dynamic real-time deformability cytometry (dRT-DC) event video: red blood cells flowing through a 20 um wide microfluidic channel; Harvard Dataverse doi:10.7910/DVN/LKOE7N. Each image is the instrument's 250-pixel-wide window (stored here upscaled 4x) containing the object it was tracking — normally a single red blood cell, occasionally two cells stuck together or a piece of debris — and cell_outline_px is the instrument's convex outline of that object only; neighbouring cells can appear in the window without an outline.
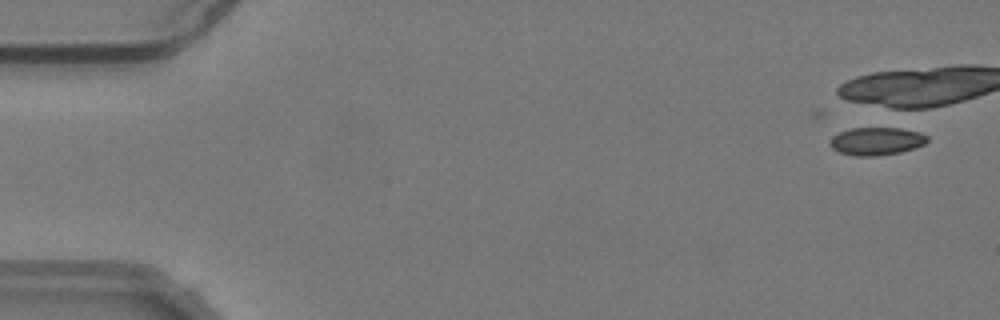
{"species": "common noctule bat (a hibernating species)", "species_latin": "Nyctalus noctula", "temperature_condition": "warm", "stored_images_in_passage": 10, "camera_frame_rate_fps": 3000, "um_per_image_px": 0.085, "animal": {"sex": "male", "body_mass_g": 19.2, "forearm_length_mm": 51.8}, "frame": {"image": 1, "passage_image": 2, "time_ms": 0.333, "image_size_px": [1000, 320], "cell_outline_px": [[928, 140], [924, 144], [900, 152], [880, 156], [856, 156], [840, 152], [832, 148], [828, 144], [832, 136], [840, 132], [852, 128], [888, 124], [892, 124], [920, 132], [928, 136]], "centroid_in_image_um": [74.53, 11.93], "position_along_channel_um": 10.5, "area_um2": 16.7}}